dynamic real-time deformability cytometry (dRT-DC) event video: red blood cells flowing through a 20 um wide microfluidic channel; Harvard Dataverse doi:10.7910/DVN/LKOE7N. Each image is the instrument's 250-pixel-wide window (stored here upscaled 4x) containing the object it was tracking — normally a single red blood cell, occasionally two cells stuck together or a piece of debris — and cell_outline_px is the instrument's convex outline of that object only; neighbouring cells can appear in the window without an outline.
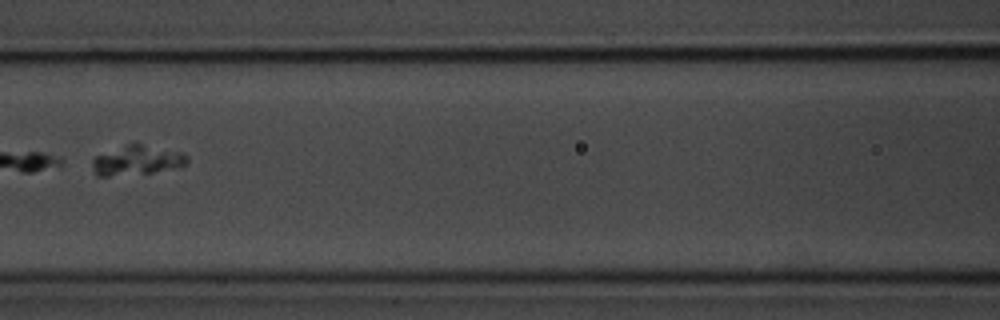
{"species": "common noctule bat (a hibernating species)", "species_latin": "Nyctalus noctula", "temperature_condition": "room temperature", "stored_images_in_passage": 15, "camera_frame_rate_fps": 3000, "um_per_image_px": 0.085, "animal": {"sex": "male", "body_mass_g": 20.1, "forearm_length_mm": 53.5}, "frame": {"image": 1, "passage_image": 7, "time_ms": 7.667, "image_size_px": [1000, 320], "cell_outline_px": [[188, 164], [152, 172], [108, 176], [96, 176], [92, 164], [92, 160], [96, 156], [128, 144], [140, 144], [184, 152], [188, 156]], "centroid_in_image_um": [11.66, 13.63], "position_along_channel_um": 154.9, "area_um2": 15.95}}
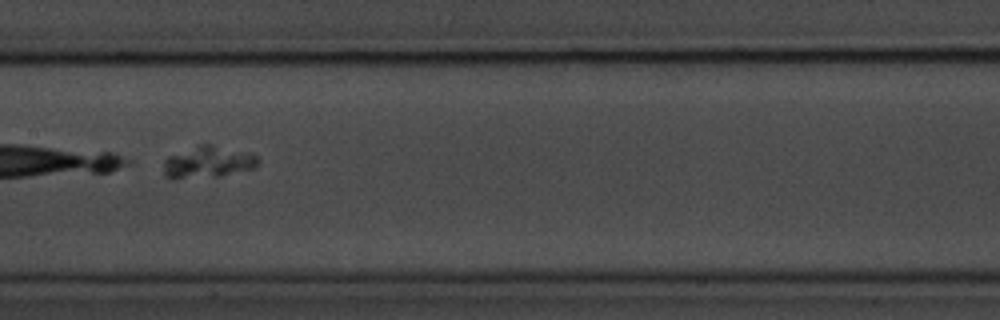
{"frame": {"image": 2, "passage_image": 8, "time_ms": 8.667, "image_size_px": [1000, 320], "cell_outline_px": [[260, 164], [252, 168], [220, 176], [164, 176], [164, 160], [168, 156], [200, 144], [212, 144], [248, 152], [256, 156], [260, 160]], "centroid_in_image_um": [17.74, 13.73], "position_along_channel_um": 189.7, "area_um2": 16.88}}
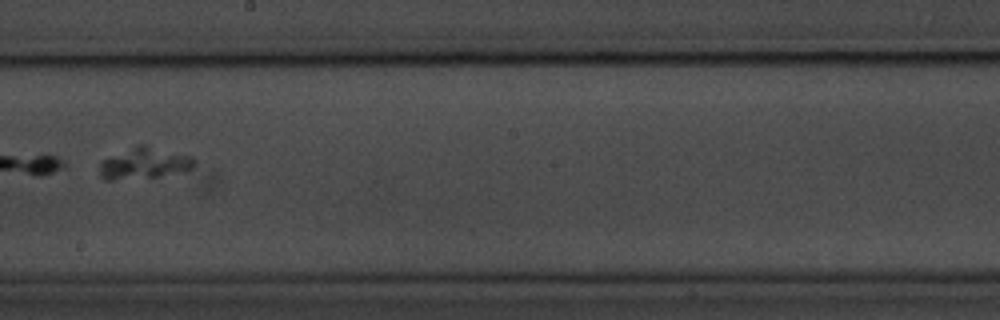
{"frame": {"image": 3, "passage_image": 9, "time_ms": 10.0, "image_size_px": [1000, 320], "cell_outline_px": [[196, 164], [192, 168], [156, 176], [112, 180], [108, 180], [100, 176], [100, 160], [136, 144], [144, 144], [192, 156], [196, 160]], "centroid_in_image_um": [12.23, 13.84], "position_along_channel_um": 236.0, "area_um2": 17.17}}